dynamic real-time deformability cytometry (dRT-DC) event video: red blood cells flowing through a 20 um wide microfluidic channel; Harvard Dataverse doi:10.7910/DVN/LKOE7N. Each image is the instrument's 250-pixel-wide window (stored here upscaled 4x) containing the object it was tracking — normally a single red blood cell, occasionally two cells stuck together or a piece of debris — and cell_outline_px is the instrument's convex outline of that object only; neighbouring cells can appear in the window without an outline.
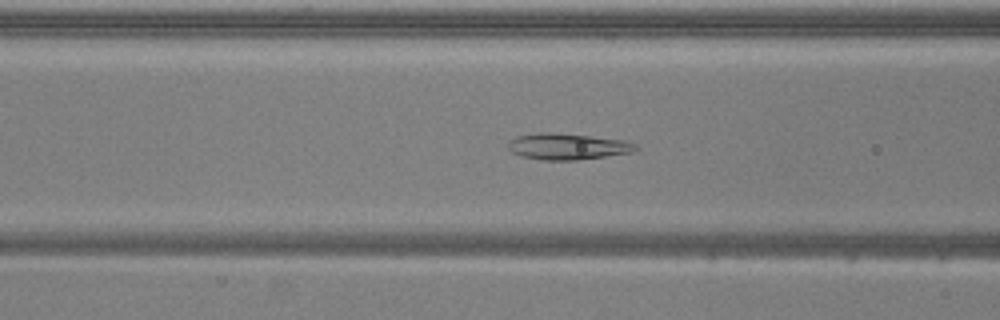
{"species": "common noctule bat (a hibernating species)", "species_latin": "Nyctalus noctula", "temperature_condition": "warm", "stored_images_in_passage": 41, "camera_frame_rate_fps": 3000, "um_per_image_px": 0.085, "animal": {"sex": "male", "body_mass_g": 20.5, "forearm_length_mm": 52.5}, "frame": {"image": 1, "passage_image": 19, "time_ms": 6.0, "image_size_px": [1000, 320], "cell_outline_px": [[640, 148], [632, 152], [576, 160], [544, 160], [520, 156], [512, 152], [508, 148], [508, 140], [516, 136], [540, 132], [548, 132], [628, 140], [636, 144]], "centroid_in_image_um": [48.23, 12.45], "position_along_channel_um": 118.4, "area_um2": 19.54}}
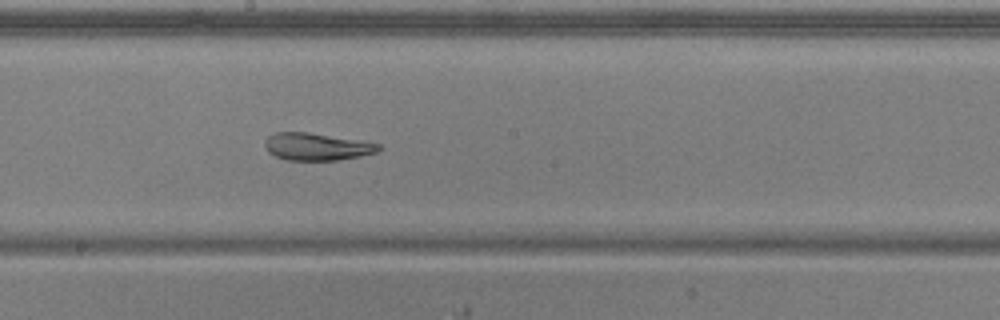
{"frame": {"image": 2, "passage_image": 27, "time_ms": 8.667, "image_size_px": [1000, 320], "cell_outline_px": [[384, 148], [376, 152], [360, 156], [340, 160], [288, 160], [276, 156], [268, 152], [264, 144], [264, 140], [268, 136], [276, 132], [308, 132], [380, 144]], "centroid_in_image_um": [26.91, 12.47], "position_along_channel_um": 221.3, "area_um2": 18.03}}
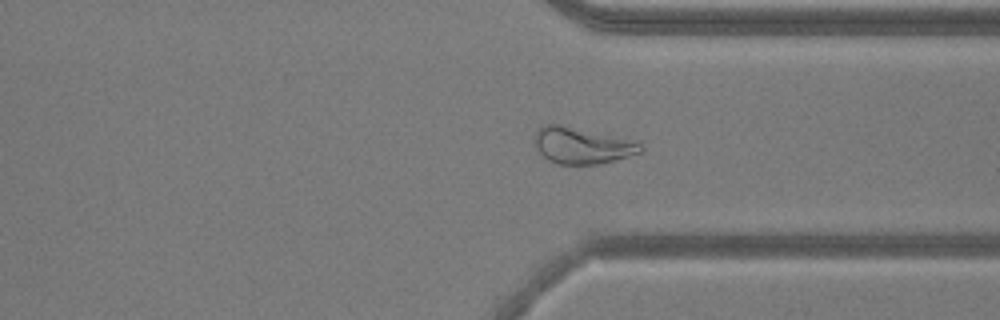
{"frame": {"image": 3, "passage_image": 38, "time_ms": 12.333, "image_size_px": [1000, 320], "cell_outline_px": [[644, 148], [640, 152], [628, 156], [600, 164], [560, 164], [548, 160], [540, 152], [532, 140], [532, 136], [536, 128], [540, 124], [560, 124], [640, 140]], "centroid_in_image_um": [49.47, 12.33], "position_along_channel_um": 361.9, "area_um2": 23.12}}